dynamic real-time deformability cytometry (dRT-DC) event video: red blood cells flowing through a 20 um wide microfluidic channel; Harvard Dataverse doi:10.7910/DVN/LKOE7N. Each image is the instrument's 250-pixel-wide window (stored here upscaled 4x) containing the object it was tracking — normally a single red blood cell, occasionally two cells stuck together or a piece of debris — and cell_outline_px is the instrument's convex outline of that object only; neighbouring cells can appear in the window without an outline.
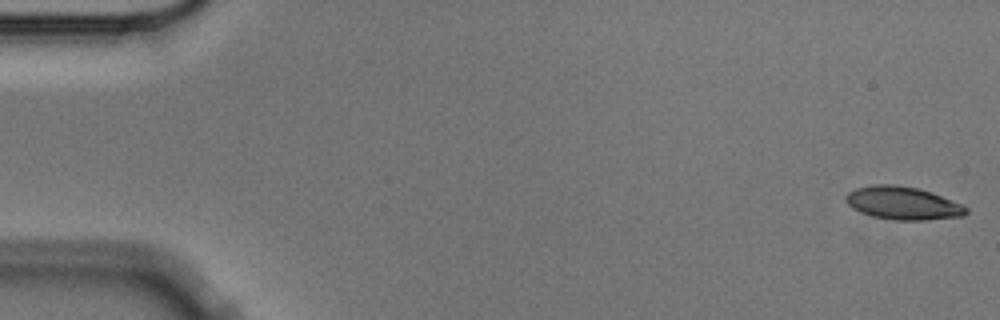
{"species": "Egyptian fruit bat (a non-hibernating species)", "species_latin": "Rousettus aegyptiacus", "temperature_condition": "cold", "stored_images_in_passage": 5, "camera_frame_rate_fps": 3000, "um_per_image_px": 0.085, "animal": {"sex": "male"}, "frame": {"image": 1, "passage_image": 1, "time_ms": 0.0, "image_size_px": [1000, 320], "cell_outline_px": [[968, 212], [964, 216], [928, 220], [896, 220], [872, 216], [860, 212], [852, 208], [844, 200], [844, 196], [848, 192], [856, 188], [872, 184], [892, 184], [916, 188], [932, 192], [964, 204], [968, 208]], "centroid_in_image_um": [76.76, 17.27], "position_along_channel_um": 8.2, "area_um2": 23.41}}
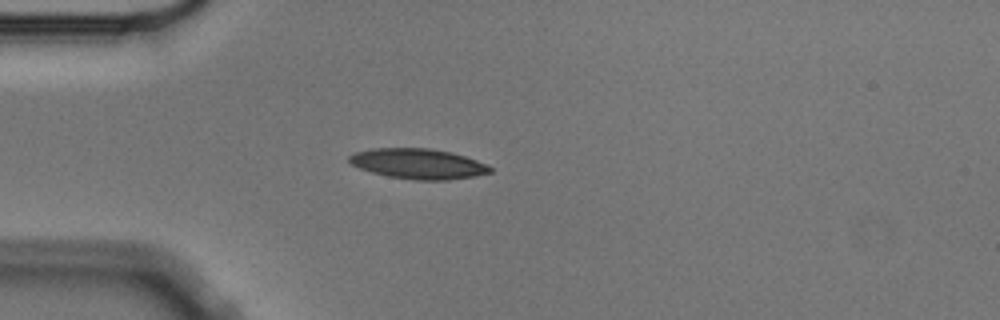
{"frame": {"image": 2, "passage_image": 4, "time_ms": 1.0, "image_size_px": [1000, 320], "cell_outline_px": [[492, 172], [472, 176], [448, 180], [416, 180], [388, 176], [372, 172], [360, 168], [352, 164], [348, 160], [348, 156], [356, 152], [372, 148], [432, 148], [452, 152], [488, 164], [492, 168]], "centroid_in_image_um": [35.55, 13.91], "position_along_channel_um": 49.4, "area_um2": 24.8}}